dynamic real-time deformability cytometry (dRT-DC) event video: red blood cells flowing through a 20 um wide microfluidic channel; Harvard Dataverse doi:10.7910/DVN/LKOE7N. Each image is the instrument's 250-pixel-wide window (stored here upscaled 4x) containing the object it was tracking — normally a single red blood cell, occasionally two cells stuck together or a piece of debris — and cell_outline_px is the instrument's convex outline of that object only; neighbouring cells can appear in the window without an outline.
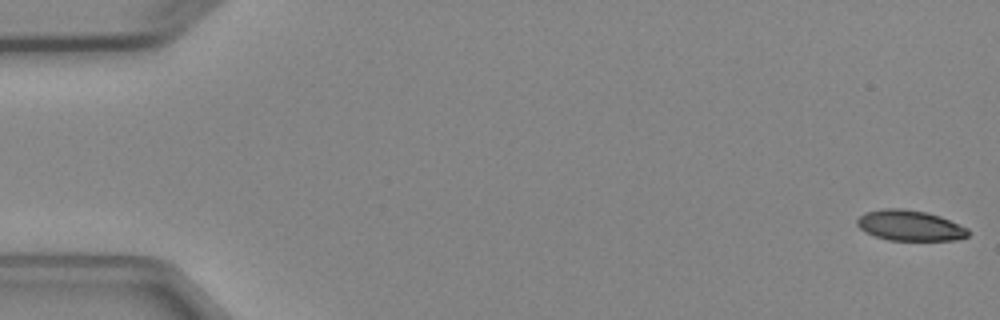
{"species": "Egyptian fruit bat (a non-hibernating species)", "species_latin": "Rousettus aegyptiacus", "temperature_condition": "cold", "stored_images_in_passage": 4, "camera_frame_rate_fps": 3000, "um_per_image_px": 0.085, "animal": {"sex": "female"}, "frame": {"image": 1, "passage_image": 1, "time_ms": 0.0, "image_size_px": [1000, 320], "cell_outline_px": [[968, 236], [956, 240], [888, 240], [876, 236], [860, 228], [856, 224], [856, 220], [864, 212], [884, 208], [904, 208], [928, 212], [940, 216], [968, 228]], "centroid_in_image_um": [77.34, 19.15], "position_along_channel_um": 7.7, "area_um2": 19.77}}
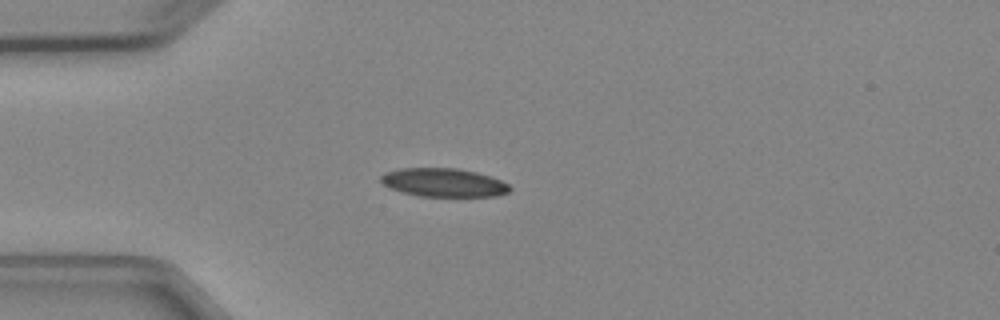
{"frame": {"image": 2, "passage_image": 4, "time_ms": 4.333, "image_size_px": [1000, 320], "cell_outline_px": [[512, 188], [508, 192], [496, 196], [420, 196], [404, 192], [392, 188], [384, 184], [380, 180], [380, 176], [384, 172], [400, 168], [456, 168], [476, 172], [500, 180], [508, 184]], "centroid_in_image_um": [37.7, 15.51], "position_along_channel_um": 47.3, "area_um2": 21.21}}